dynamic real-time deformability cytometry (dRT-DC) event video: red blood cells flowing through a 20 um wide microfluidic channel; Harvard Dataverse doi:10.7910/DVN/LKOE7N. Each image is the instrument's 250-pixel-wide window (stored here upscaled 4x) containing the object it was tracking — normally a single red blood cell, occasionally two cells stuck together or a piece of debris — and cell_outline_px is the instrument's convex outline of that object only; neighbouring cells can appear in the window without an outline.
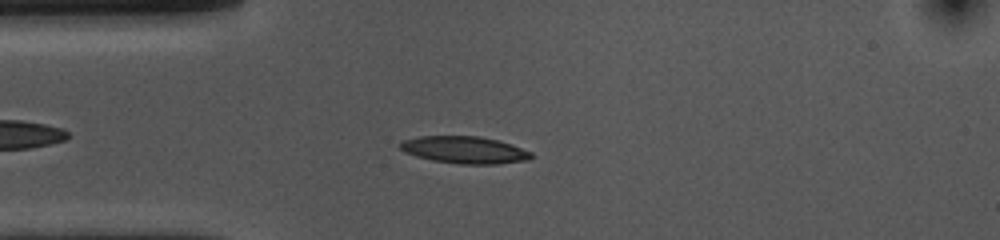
{"species": "common noctule bat (a hibernating species)", "species_latin": "Nyctalus noctula", "temperature_condition": "cold", "stored_images_in_passage": 49, "camera_frame_rate_fps": 3000, "um_per_image_px": 0.085, "animal": {"sex": "female", "body_mass_g": 10.0, "forearm_length_mm": 53.1}, "frame": {"image": 1, "passage_image": 9, "time_ms": 2.667, "image_size_px": [1000, 240], "cell_outline_px": [[532, 156], [528, 160], [500, 164], [460, 164], [432, 160], [416, 156], [404, 152], [396, 144], [404, 140], [420, 136], [480, 136], [512, 144], [532, 152]], "centroid_in_image_um": [39.47, 12.74], "position_along_channel_um": 45.5, "area_um2": 20.81}}
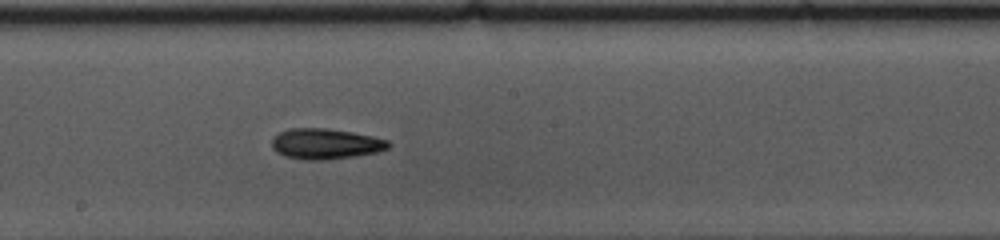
{"frame": {"image": 2, "passage_image": 24, "time_ms": 7.667, "image_size_px": [1000, 240], "cell_outline_px": [[392, 144], [388, 148], [380, 152], [356, 156], [328, 160], [304, 160], [284, 156], [276, 152], [272, 148], [272, 136], [288, 128], [328, 128], [352, 132], [372, 136], [388, 140]], "centroid_in_image_um": [27.67, 12.23], "position_along_channel_um": 220.5, "area_um2": 21.15}}
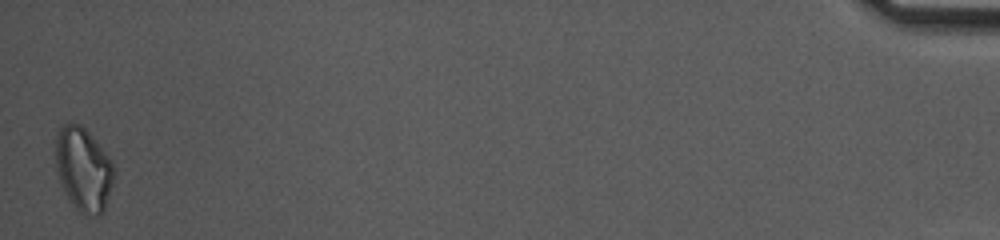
{"frame": {"image": 3, "passage_image": 49, "time_ms": 16.0, "image_size_px": [1000, 240], "cell_outline_px": [[116, 172], [104, 212], [100, 216], [96, 216], [80, 212], [72, 204], [60, 180], [56, 168], [56, 136], [60, 128], [64, 124], [80, 124], [88, 132], [112, 160]], "centroid_in_image_um": [7.13, 14.4], "position_along_channel_um": 428.1, "area_um2": 28.21}, "authors_computed_cell_mechanics": {"area_um2": 20.0566, "velocity_mm_per_s": 3.6926, "shape_relaxation_time_tau1_ms": 7.5979, "shape_relaxation_time_tau2_ms": null, "deformation_change_tau1": 0.1511, "deformation_change_tau2": null}}